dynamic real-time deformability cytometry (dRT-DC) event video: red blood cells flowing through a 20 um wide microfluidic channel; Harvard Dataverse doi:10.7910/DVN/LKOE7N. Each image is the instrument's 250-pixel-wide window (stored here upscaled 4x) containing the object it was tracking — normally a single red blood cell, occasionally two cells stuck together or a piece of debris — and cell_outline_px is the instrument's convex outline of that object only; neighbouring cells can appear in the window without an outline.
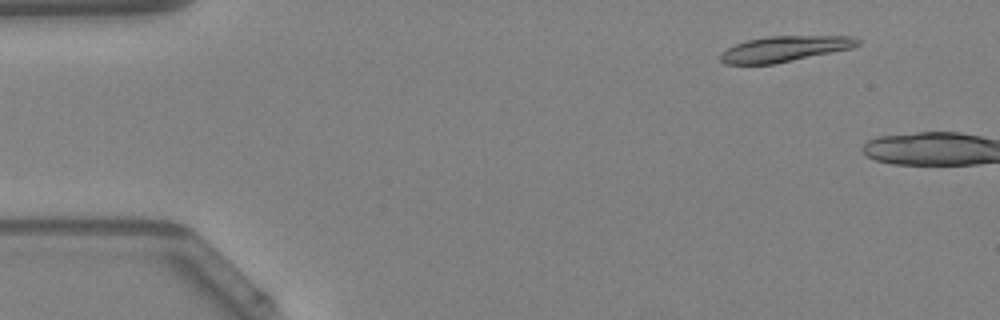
{"species": "Egyptian fruit bat (a non-hibernating species)", "species_latin": "Rousettus aegyptiacus", "temperature_condition": "warm", "stored_images_in_passage": 7, "camera_frame_rate_fps": 3000, "um_per_image_px": 0.085, "animal": {"sex": "female"}, "frame": {"image": 1, "passage_image": 5, "time_ms": 1.333, "image_size_px": [1000, 320], "cell_outline_px": [[860, 44], [852, 48], [776, 64], [724, 64], [720, 60], [720, 52], [736, 44], [748, 40], [764, 36], [852, 36], [860, 40]], "centroid_in_image_um": [66.68, 4.15], "position_along_channel_um": 18.3, "area_um2": 20.58}}